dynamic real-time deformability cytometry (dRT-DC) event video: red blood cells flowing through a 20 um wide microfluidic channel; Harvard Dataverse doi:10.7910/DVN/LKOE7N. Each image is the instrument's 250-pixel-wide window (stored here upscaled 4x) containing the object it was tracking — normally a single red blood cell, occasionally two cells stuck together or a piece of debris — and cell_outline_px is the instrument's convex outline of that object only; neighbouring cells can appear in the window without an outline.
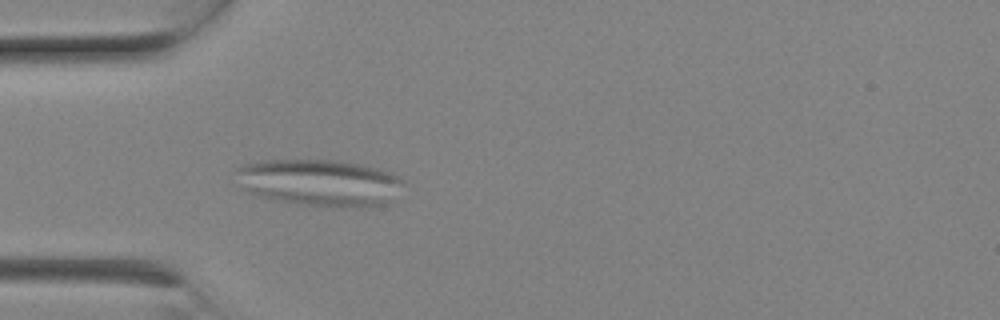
{"species": "Egyptian fruit bat (a non-hibernating species)", "species_latin": "Rousettus aegyptiacus", "temperature_condition": "room temperature", "stored_images_in_passage": 7, "camera_frame_rate_fps": 3000, "um_per_image_px": 0.085, "animal": {"sex": "female"}, "frame": {"image": 1, "passage_image": 7, "time_ms": 2.0, "image_size_px": [1000, 320], "cell_outline_px": [[404, 180], [392, 200], [384, 204], [368, 208], [332, 208], [300, 204], [260, 196], [248, 192], [244, 188], [232, 172], [236, 168], [244, 164], [260, 160], [336, 160], [360, 164], [392, 172]], "centroid_in_image_um": [27.17, 15.53], "position_along_channel_um": 57.8, "area_um2": 46.12}}